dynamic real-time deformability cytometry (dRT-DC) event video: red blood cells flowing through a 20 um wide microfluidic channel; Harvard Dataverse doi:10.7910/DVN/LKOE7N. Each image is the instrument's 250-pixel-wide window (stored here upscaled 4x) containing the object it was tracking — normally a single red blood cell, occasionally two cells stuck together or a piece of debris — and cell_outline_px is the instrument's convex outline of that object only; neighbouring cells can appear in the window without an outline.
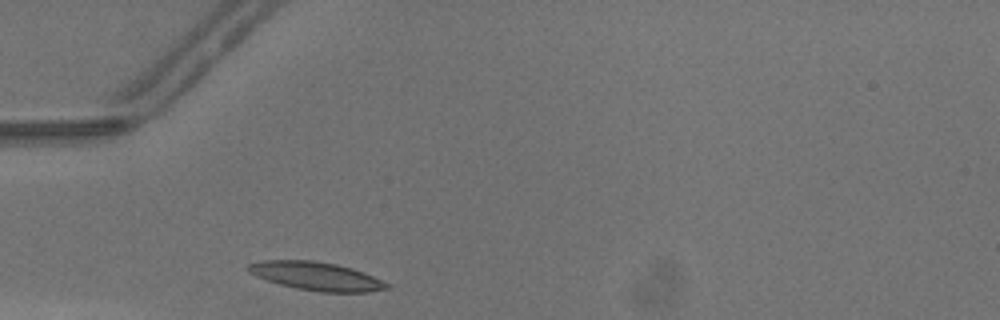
{"species": "common noctule bat (a hibernating species)", "species_latin": "Nyctalus noctula", "temperature_condition": "warm", "stored_images_in_passage": 23, "camera_frame_rate_fps": 3000, "um_per_image_px": 0.085, "animal": {"sex": "male", "body_mass_g": 13.3}, "frame": {"image": 1, "passage_image": 1, "time_ms": 0.0, "image_size_px": [1000, 320], "cell_outline_px": [[388, 288], [368, 292], [320, 292], [296, 288], [280, 284], [256, 276], [248, 272], [244, 268], [248, 264], [264, 260], [312, 260], [336, 264], [352, 268], [372, 276], [388, 284]], "centroid_in_image_um": [26.83, 23.46], "position_along_channel_um": 58.2, "area_um2": 22.72}}
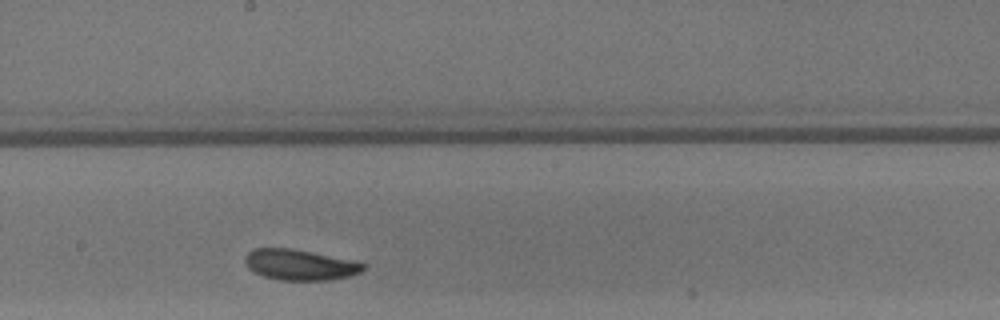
{"frame": {"image": 2, "passage_image": 13, "time_ms": 4.0, "image_size_px": [1000, 320], "cell_outline_px": [[368, 264], [360, 272], [348, 276], [328, 280], [280, 280], [264, 276], [248, 268], [244, 260], [244, 256], [252, 248], [292, 248], [312, 252]], "centroid_in_image_um": [25.45, 22.5], "position_along_channel_um": 222.8, "area_um2": 20.98}}
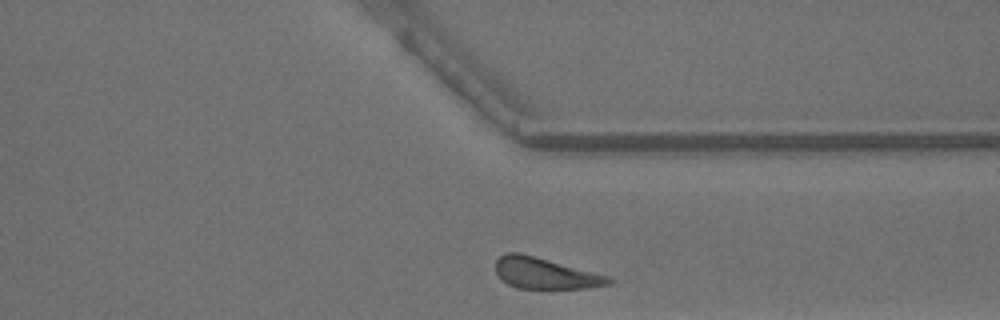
{"frame": {"image": 3, "passage_image": 23, "time_ms": 7.333, "image_size_px": [1000, 320], "cell_outline_px": [[612, 284], [584, 288], [516, 288], [508, 284], [496, 272], [496, 260], [504, 252], [520, 252], [612, 276]], "centroid_in_image_um": [46.37, 23.21], "position_along_channel_um": 365.0, "area_um2": 20.58}, "authors_computed_cell_mechanics": {"area_um2": 20.8658, "velocity_mm_per_s": 4.276, "shape_relaxation_time_tau1_ms": 3.0719, "shape_relaxation_time_tau2_ms": 6.5066, "deformation_change_tau1": 0.1378, "deformation_change_tau2": 0.1708}}